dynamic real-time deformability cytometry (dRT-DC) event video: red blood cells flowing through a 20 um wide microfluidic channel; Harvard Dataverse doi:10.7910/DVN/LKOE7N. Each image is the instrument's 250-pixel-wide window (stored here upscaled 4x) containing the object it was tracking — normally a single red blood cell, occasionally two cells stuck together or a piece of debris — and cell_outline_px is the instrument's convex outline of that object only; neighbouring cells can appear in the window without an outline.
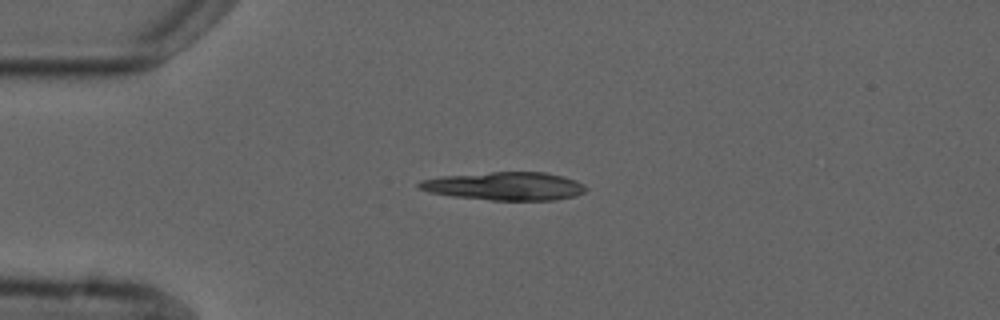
{"species": "common noctule bat (a hibernating species)", "species_latin": "Nyctalus noctula", "temperature_condition": "cold", "stored_images_in_passage": 6, "camera_frame_rate_fps": 3000, "um_per_image_px": 0.085, "animal": {"sex": "male", "forearm_length_mm": 52.5}, "frame": {"image": 1, "passage_image": 1, "time_ms": 0.0, "image_size_px": [1000, 320], "cell_outline_px": [[588, 188], [584, 192], [576, 196], [556, 200], [492, 200], [452, 196], [428, 192], [416, 188], [416, 184], [420, 180], [444, 176], [492, 172], [544, 172], [564, 176], [576, 180], [584, 184]], "centroid_in_image_um": [42.92, 15.82], "position_along_channel_um": 42.1, "area_um2": 27.57}}
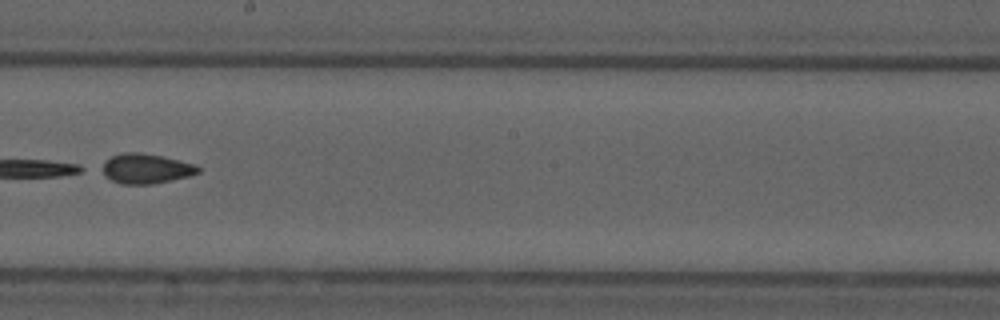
{"frame": {"image": 2, "passage_image": 6, "time_ms": 6.0, "image_size_px": [1000, 320], "cell_outline_px": [[200, 172], [188, 176], [172, 180], [152, 184], [120, 184], [104, 176], [96, 168], [112, 156], [124, 152], [136, 152], [164, 156], [196, 164], [200, 168]], "centroid_in_image_um": [12.35, 14.33], "position_along_channel_um": 235.8, "area_um2": 17.05}}